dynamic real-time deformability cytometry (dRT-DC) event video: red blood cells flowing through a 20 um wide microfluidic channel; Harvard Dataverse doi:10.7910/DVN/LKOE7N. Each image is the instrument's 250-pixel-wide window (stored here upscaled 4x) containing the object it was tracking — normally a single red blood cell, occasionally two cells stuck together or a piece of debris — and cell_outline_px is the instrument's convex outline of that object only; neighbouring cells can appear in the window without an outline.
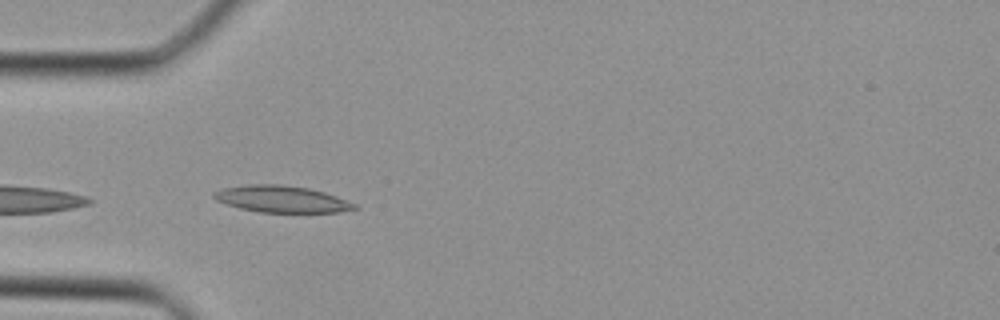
{"species": "Egyptian fruit bat (a non-hibernating species)", "species_latin": "Rousettus aegyptiacus", "temperature_condition": "cold", "stored_images_in_passage": 28, "camera_frame_rate_fps": 3000, "um_per_image_px": 0.085, "animal": {"sex": "female"}, "frame": {"image": 1, "passage_image": 1, "time_ms": 0.0, "image_size_px": [1000, 320], "cell_outline_px": [[360, 208], [340, 212], [260, 212], [240, 208], [216, 200], [212, 196], [212, 192], [224, 188], [248, 184], [280, 184], [308, 188], [324, 192], [336, 196], [356, 204]], "centroid_in_image_um": [23.95, 16.92], "position_along_channel_um": 61.1, "area_um2": 21.79}}